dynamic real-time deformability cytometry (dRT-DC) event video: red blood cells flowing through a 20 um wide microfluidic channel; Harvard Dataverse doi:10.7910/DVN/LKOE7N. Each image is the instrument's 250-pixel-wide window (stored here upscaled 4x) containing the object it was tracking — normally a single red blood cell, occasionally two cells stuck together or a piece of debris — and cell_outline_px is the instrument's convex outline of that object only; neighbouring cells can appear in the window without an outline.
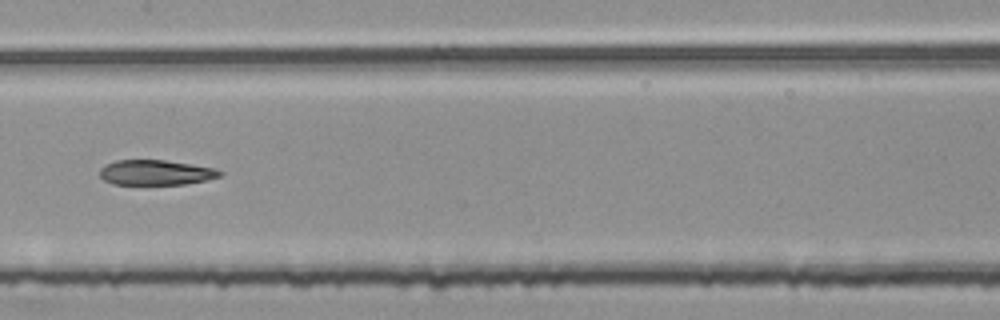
{"species": "common noctule bat (a hibernating species)", "species_latin": "Nyctalus noctula", "temperature_condition": "room temperature", "stored_images_in_passage": 55, "segment_of_instrument_passage": [2, 3], "camera_frame_rate_fps": 3000, "um_per_image_px": 0.085, "animal": {"sex": "female", "body_mass_g": 25.1}, "frame": {"image": 1, "passage_image": 27, "time_ms": 8.667, "image_size_px": [1000, 320], "cell_outline_px": [[224, 172], [220, 176], [208, 180], [184, 184], [112, 184], [104, 180], [100, 176], [100, 168], [104, 164], [116, 160], [164, 160], [212, 168]], "centroid_in_image_um": [13.2, 14.67], "position_along_channel_um": 194.2, "area_um2": 17.46}}
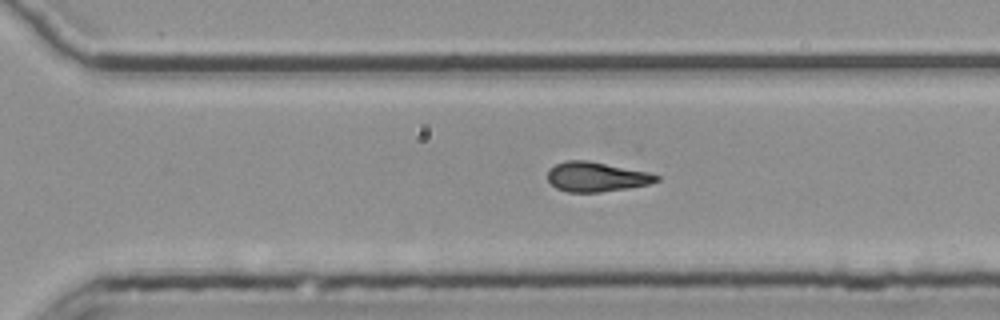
{"frame": {"image": 2, "passage_image": 37, "time_ms": 12.0, "image_size_px": [1000, 320], "cell_outline_px": [[660, 180], [648, 184], [628, 188], [600, 192], [568, 192], [556, 188], [548, 180], [548, 168], [556, 164], [568, 160], [588, 160], [648, 172], [660, 176]], "centroid_in_image_um": [50.68, 15.03], "position_along_channel_um": 319.9, "area_um2": 18.79}}
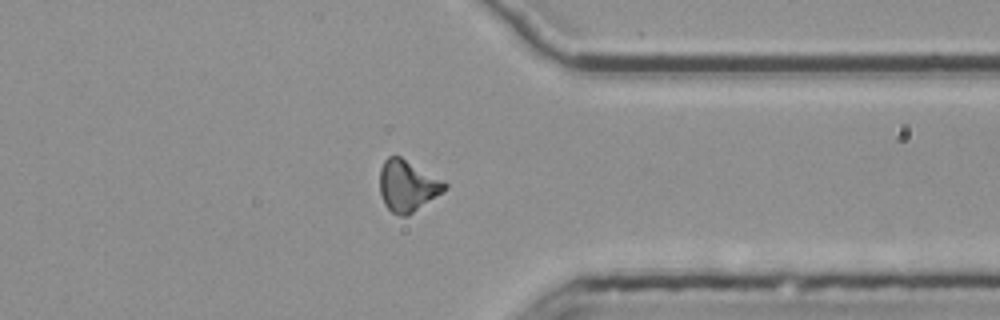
{"frame": {"image": 3, "passage_image": 42, "time_ms": 13.667, "image_size_px": [1000, 320], "cell_outline_px": [[448, 188], [408, 216], [400, 216], [392, 212], [384, 204], [380, 196], [380, 168], [384, 160], [388, 156], [400, 156], [444, 180], [448, 184]], "centroid_in_image_um": [34.63, 15.79], "position_along_channel_um": 376.8, "area_um2": 19.54}}